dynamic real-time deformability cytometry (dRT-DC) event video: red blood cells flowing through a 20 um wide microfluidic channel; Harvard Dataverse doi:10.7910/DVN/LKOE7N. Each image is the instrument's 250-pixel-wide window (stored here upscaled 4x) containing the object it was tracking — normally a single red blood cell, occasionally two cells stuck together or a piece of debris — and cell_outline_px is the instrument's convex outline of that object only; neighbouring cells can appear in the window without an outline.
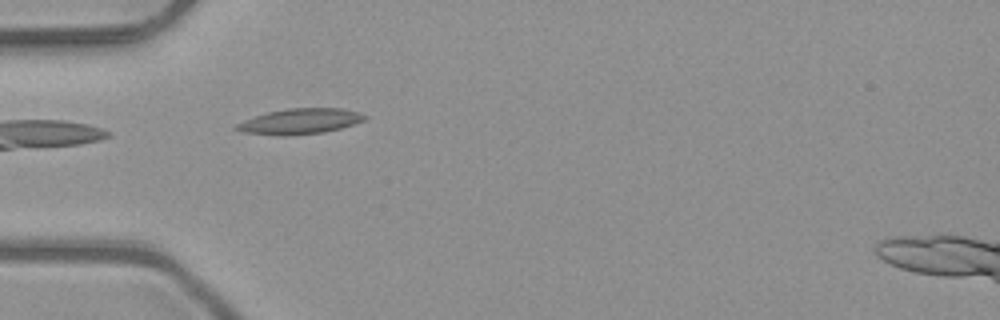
{"species": "common noctule bat (a hibernating species)", "species_latin": "Nyctalus noctula", "temperature_condition": "room temperature", "stored_images_in_passage": 3, "camera_frame_rate_fps": 3000, "um_per_image_px": 0.085, "animal": {"sex": "male", "body_mass_g": 23.1, "forearm_length_mm": 52.7}, "frame": {"image": 1, "passage_image": 3, "time_ms": 0.667, "image_size_px": [1000, 320], "cell_outline_px": [[368, 116], [364, 120], [340, 128], [324, 132], [244, 132], [232, 128], [236, 124], [244, 120], [268, 112], [288, 108], [344, 108]], "centroid_in_image_um": [25.57, 10.24], "position_along_channel_um": 59.4, "area_um2": 17.69}}